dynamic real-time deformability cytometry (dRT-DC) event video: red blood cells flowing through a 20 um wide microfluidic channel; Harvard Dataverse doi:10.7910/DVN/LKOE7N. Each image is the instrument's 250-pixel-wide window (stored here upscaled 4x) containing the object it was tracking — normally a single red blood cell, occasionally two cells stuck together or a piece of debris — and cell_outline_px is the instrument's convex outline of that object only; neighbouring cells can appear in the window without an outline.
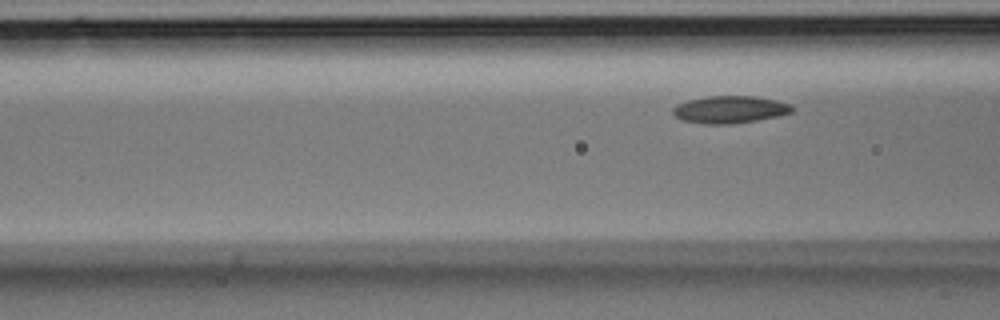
{"species": "Egyptian fruit bat (a non-hibernating species)", "species_latin": "Rousettus aegyptiacus", "temperature_condition": "room temperature", "stored_images_in_passage": 4, "camera_frame_rate_fps": 3000, "um_per_image_px": 0.085, "animal": {"sex": "male"}, "frame": {"image": 1, "passage_image": 4, "time_ms": 1.0, "image_size_px": [1000, 320], "cell_outline_px": [[792, 112], [780, 116], [756, 120], [728, 124], [704, 124], [684, 120], [676, 116], [672, 112], [672, 108], [676, 104], [688, 100], [708, 96], [756, 96], [776, 100], [788, 104], [792, 108]], "centroid_in_image_um": [62.02, 9.3], "position_along_channel_um": 104.6, "area_um2": 18.84}}